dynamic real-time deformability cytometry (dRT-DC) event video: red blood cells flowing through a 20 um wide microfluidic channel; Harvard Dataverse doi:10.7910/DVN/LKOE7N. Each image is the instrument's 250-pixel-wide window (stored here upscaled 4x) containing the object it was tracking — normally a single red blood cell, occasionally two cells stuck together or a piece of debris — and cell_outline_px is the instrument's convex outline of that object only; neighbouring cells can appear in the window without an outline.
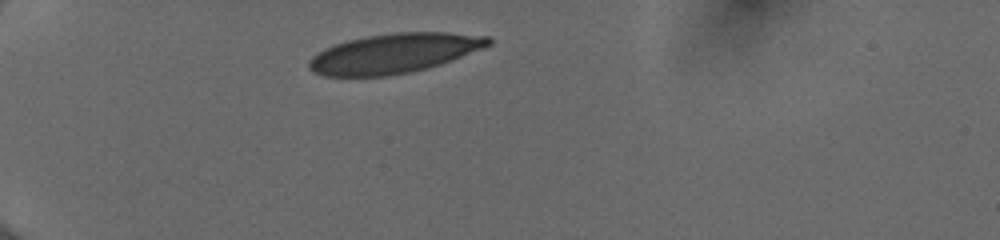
{"species": "human", "species_latin": "Homo sapiens", "temperature_condition": "cold", "stored_images_in_passage": 37, "camera_frame_rate_fps": 3000, "um_per_image_px": 0.085, "donor": {"sex": "female"}, "frame": {"image": 1, "passage_image": 1, "time_ms": 0.0, "image_size_px": [1000, 240], "cell_outline_px": [[492, 44], [452, 60], [428, 68], [412, 72], [388, 76], [324, 76], [312, 72], [308, 68], [308, 60], [312, 56], [324, 48], [348, 40], [368, 36], [396, 32], [448, 32], [488, 36], [492, 40]], "centroid_in_image_um": [33.48, 4.54], "position_along_channel_um": 51.5, "area_um2": 41.5}}
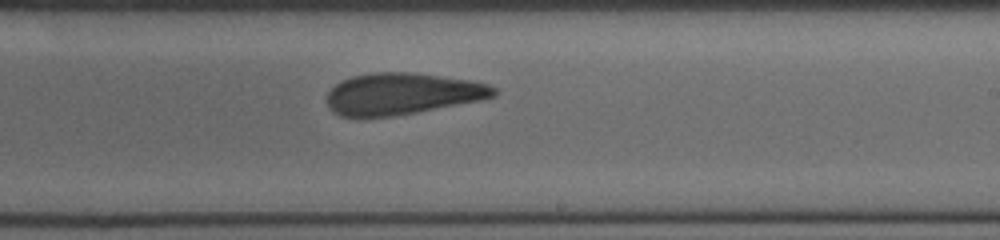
{"frame": {"image": 2, "passage_image": 19, "time_ms": 6.0, "image_size_px": [1000, 240], "cell_outline_px": [[496, 96], [480, 100], [416, 112], [392, 116], [340, 116], [332, 112], [328, 108], [328, 92], [336, 84], [352, 76], [372, 72], [412, 72], [472, 80], [488, 84], [496, 88]], "centroid_in_image_um": [34.2, 7.96], "position_along_channel_um": 254.8, "area_um2": 40.23}}
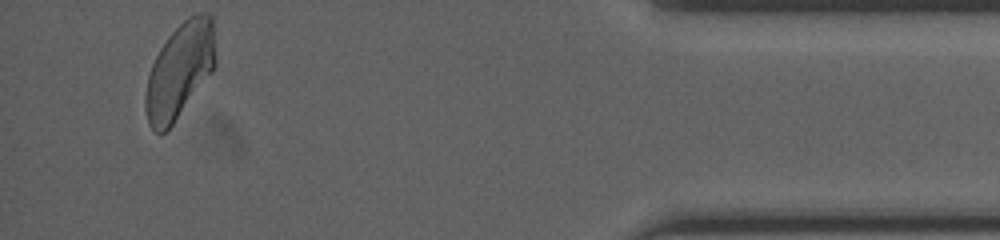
{"frame": {"image": 3, "passage_image": 35, "time_ms": 11.333, "image_size_px": [1000, 240], "cell_outline_px": [[216, 64], [212, 72], [172, 124], [160, 136], [148, 124], [144, 108], [144, 96], [148, 76], [152, 64], [160, 48], [168, 36], [188, 16], [196, 12], [208, 12], [212, 16], [216, 60]], "centroid_in_image_um": [15.27, 5.98], "position_along_channel_um": 419.9, "area_um2": 38.9}, "authors_computed_cell_mechanics": {"area_um2": 41.038, "velocity_mm_per_s": 4.0048, "shape_relaxation_time_tau1_ms": 6.5201, "shape_relaxation_time_tau2_ms": 2.1554, "deformation_change_tau1": 0.1409, "deformation_change_tau2": 0.0789}}